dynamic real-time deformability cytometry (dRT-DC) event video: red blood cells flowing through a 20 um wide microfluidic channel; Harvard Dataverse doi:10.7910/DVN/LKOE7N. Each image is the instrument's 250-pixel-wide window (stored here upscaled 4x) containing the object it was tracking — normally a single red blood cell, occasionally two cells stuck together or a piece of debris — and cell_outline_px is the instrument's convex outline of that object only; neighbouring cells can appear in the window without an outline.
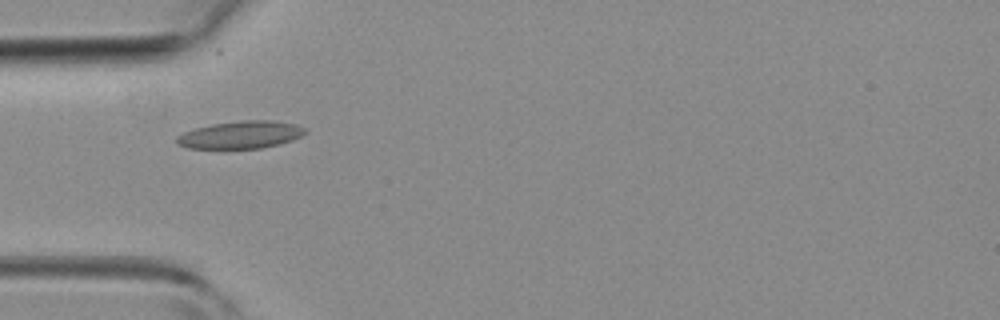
{"species": "common noctule bat (a hibernating species)", "species_latin": "Nyctalus noctula", "temperature_condition": "room temperature", "stored_images_in_passage": 4, "camera_frame_rate_fps": 3000, "um_per_image_px": 0.085, "animal": {"sex": "female", "body_mass_g": 19.3, "forearm_length_mm": 54.1}, "frame": {"image": 1, "passage_image": 3, "time_ms": 4.0, "image_size_px": [1000, 320], "cell_outline_px": [[308, 132], [292, 140], [280, 144], [260, 148], [188, 148], [176, 144], [176, 136], [184, 132], [196, 128], [212, 124], [240, 120], [272, 120], [296, 124], [308, 128]], "centroid_in_image_um": [20.49, 11.45], "position_along_channel_um": 64.5, "area_um2": 20.69}}
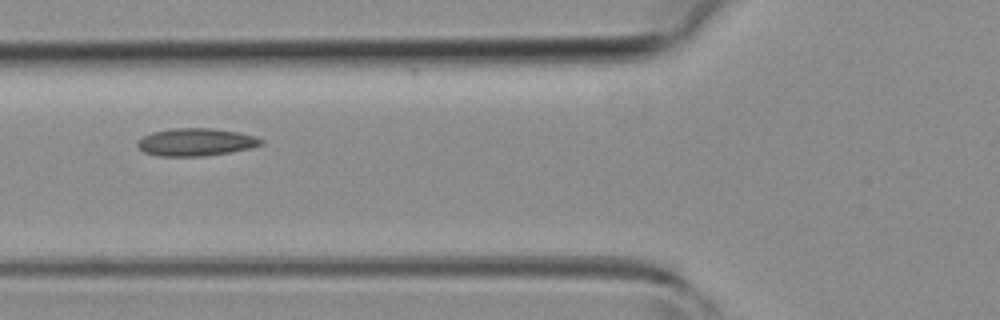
{"frame": {"image": 2, "passage_image": 4, "time_ms": 5.0, "image_size_px": [1000, 320], "cell_outline_px": [[264, 144], [252, 148], [204, 156], [160, 156], [144, 152], [136, 144], [144, 136], [152, 132], [172, 128], [212, 128], [236, 132], [252, 136], [264, 140]], "centroid_in_image_um": [16.65, 12.08], "position_along_channel_um": 109.1, "area_um2": 19.71}}